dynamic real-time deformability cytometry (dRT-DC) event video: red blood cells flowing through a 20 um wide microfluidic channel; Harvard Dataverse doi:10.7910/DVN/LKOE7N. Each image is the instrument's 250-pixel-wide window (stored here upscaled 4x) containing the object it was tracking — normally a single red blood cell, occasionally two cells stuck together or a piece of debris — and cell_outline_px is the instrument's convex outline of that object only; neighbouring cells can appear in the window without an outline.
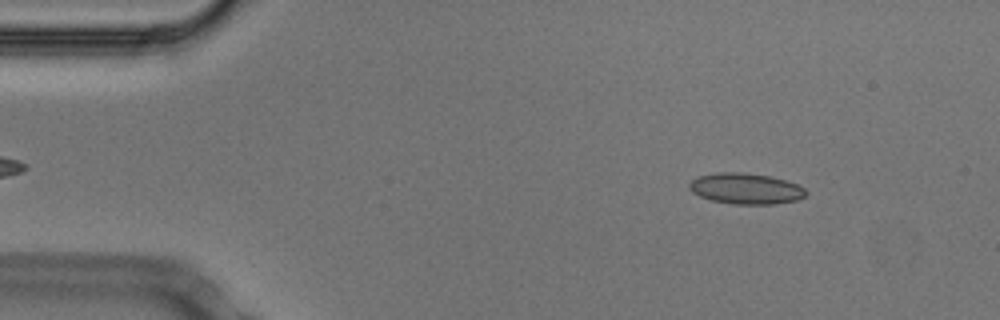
{"species": "Egyptian fruit bat (a non-hibernating species)", "species_latin": "Rousettus aegyptiacus", "temperature_condition": "cold", "stored_images_in_passage": 52, "camera_frame_rate_fps": 3000, "um_per_image_px": 0.085, "animal": {"sex": "male"}, "frame": {"image": 1, "passage_image": 6, "time_ms": 1.667, "image_size_px": [1000, 320], "cell_outline_px": [[808, 192], [804, 196], [796, 200], [776, 204], [732, 204], [712, 200], [700, 196], [692, 192], [688, 188], [688, 184], [696, 176], [716, 172], [740, 172], [772, 176], [796, 184], [804, 188]], "centroid_in_image_um": [63.36, 16.02], "position_along_channel_um": 21.6, "area_um2": 21.1}}
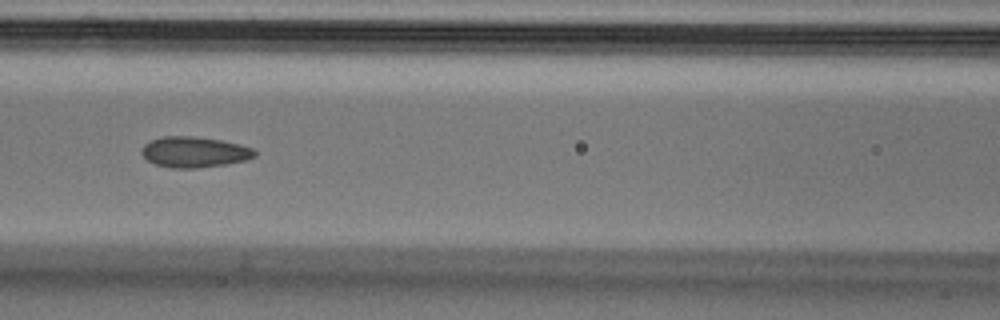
{"frame": {"image": 2, "passage_image": 22, "time_ms": 7.0, "image_size_px": [1000, 320], "cell_outline_px": [[256, 156], [244, 160], [224, 164], [196, 168], [172, 168], [156, 164], [148, 160], [140, 152], [144, 144], [152, 140], [164, 136], [192, 136], [220, 140], [240, 144], [252, 148], [256, 152]], "centroid_in_image_um": [16.51, 12.92], "position_along_channel_um": 150.1, "area_um2": 20.0}}
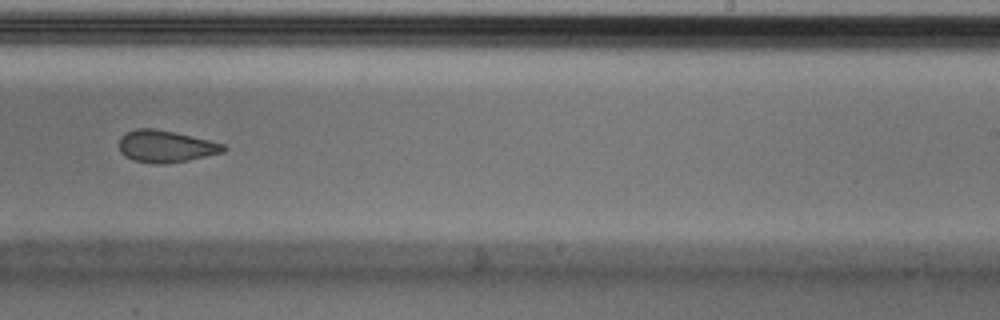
{"frame": {"image": 3, "passage_image": 32, "time_ms": 10.333, "image_size_px": [1000, 320], "cell_outline_px": [[228, 148], [224, 152], [188, 160], [164, 164], [152, 164], [132, 160], [124, 156], [120, 152], [120, 136], [136, 128], [152, 128], [172, 132], [208, 140], [224, 144]], "centroid_in_image_um": [14.07, 12.46], "position_along_channel_um": 274.9, "area_um2": 19.36}, "authors_computed_cell_mechanics": {"area_um2": 20.1144, "velocity_mm_per_s": 3.7538, "shape_relaxation_time_tau1_ms": 9.7254, "shape_relaxation_time_tau2_ms": 2.197, "deformation_change_tau1": 0.1497, "deformation_change_tau2": 0.0733}}